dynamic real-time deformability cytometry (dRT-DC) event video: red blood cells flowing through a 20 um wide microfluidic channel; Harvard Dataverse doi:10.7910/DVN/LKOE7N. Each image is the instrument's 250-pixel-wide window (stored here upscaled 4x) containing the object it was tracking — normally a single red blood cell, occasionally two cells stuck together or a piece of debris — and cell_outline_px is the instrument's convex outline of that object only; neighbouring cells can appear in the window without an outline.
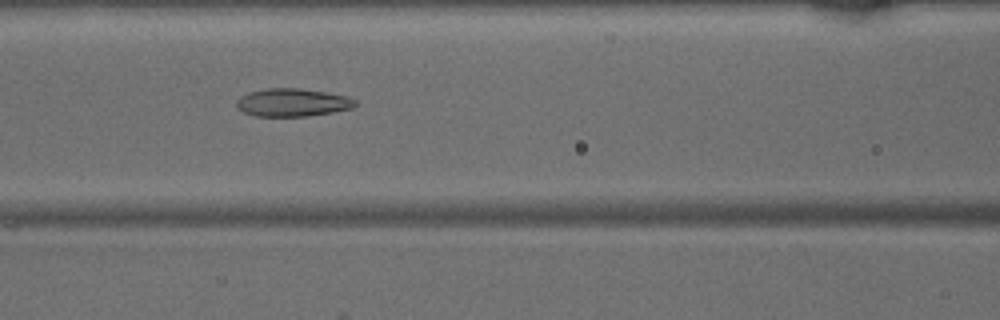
{"species": "common noctule bat (a hibernating species)", "species_latin": "Nyctalus noctula", "temperature_condition": "warm", "stored_images_in_passage": 49, "camera_frame_rate_fps": 3000, "um_per_image_px": 0.085, "animal": {"sex": "male", "body_mass_g": 15.6}, "frame": {"image": 1, "passage_image": 21, "time_ms": 6.667, "image_size_px": [1000, 320], "cell_outline_px": [[356, 104], [352, 108], [332, 112], [308, 116], [256, 116], [244, 112], [236, 108], [236, 100], [240, 96], [248, 92], [268, 88], [300, 88], [324, 92], [344, 96], [356, 100]], "centroid_in_image_um": [24.8, 8.71], "position_along_channel_um": 141.8, "area_um2": 19.25}}
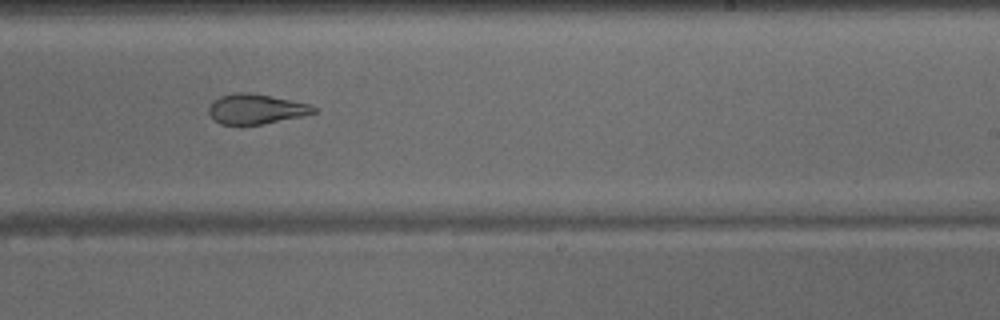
{"frame": {"image": 2, "passage_image": 30, "time_ms": 9.667, "image_size_px": [1000, 320], "cell_outline_px": [[316, 112], [300, 116], [264, 124], [220, 124], [208, 112], [208, 108], [220, 96], [236, 92], [248, 92], [272, 96], [308, 104], [316, 108]], "centroid_in_image_um": [21.75, 9.26], "position_along_channel_um": 267.2, "area_um2": 17.92}}
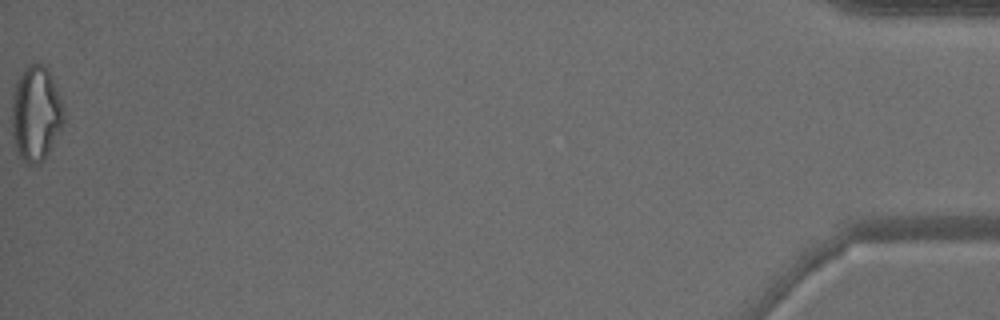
{"frame": {"image": 3, "passage_image": 49, "time_ms": 16.0, "image_size_px": [1000, 320], "cell_outline_px": [[64, 120], [44, 160], [40, 164], [24, 164], [16, 148], [12, 136], [12, 92], [16, 80], [24, 68], [28, 64], [44, 64], [48, 68], [60, 96], [64, 108]], "centroid_in_image_um": [3.03, 9.63], "position_along_channel_um": 432.2, "area_um2": 28.96}}